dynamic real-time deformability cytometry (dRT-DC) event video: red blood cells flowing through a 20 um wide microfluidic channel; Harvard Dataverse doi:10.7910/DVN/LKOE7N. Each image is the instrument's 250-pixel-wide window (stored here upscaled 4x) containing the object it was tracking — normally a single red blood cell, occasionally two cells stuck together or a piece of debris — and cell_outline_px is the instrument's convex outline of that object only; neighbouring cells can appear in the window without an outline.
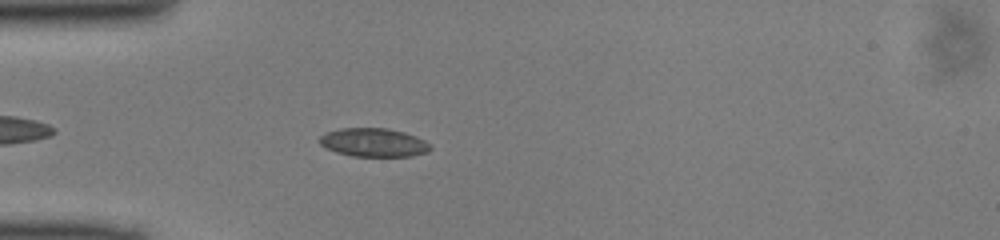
{"species": "common noctule bat (a hibernating species)", "species_latin": "Nyctalus noctula", "temperature_condition": "cold", "stored_images_in_passage": 34, "camera_frame_rate_fps": 3000, "um_per_image_px": 0.085, "animal": {"sex": "male", "body_mass_g": 13.0, "forearm_length_mm": 53.1}, "frame": {"image": 1, "passage_image": 5, "time_ms": 1.333, "image_size_px": [1000, 240], "cell_outline_px": [[432, 148], [428, 152], [412, 156], [352, 156], [336, 152], [320, 144], [316, 140], [320, 136], [328, 132], [340, 128], [388, 128], [404, 132], [416, 136], [424, 140]], "centroid_in_image_um": [31.75, 12.11], "position_along_channel_um": 53.2, "area_um2": 18.44}}
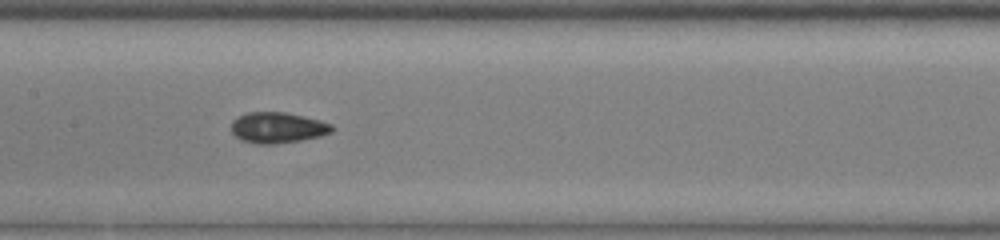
{"frame": {"image": 2, "passage_image": 15, "time_ms": 4.667, "image_size_px": [1000, 240], "cell_outline_px": [[332, 132], [320, 136], [300, 140], [276, 144], [256, 144], [240, 140], [232, 132], [232, 120], [236, 116], [248, 112], [284, 112], [304, 116], [320, 120], [332, 124]], "centroid_in_image_um": [23.57, 10.85], "position_along_channel_um": 183.8, "area_um2": 18.15}}
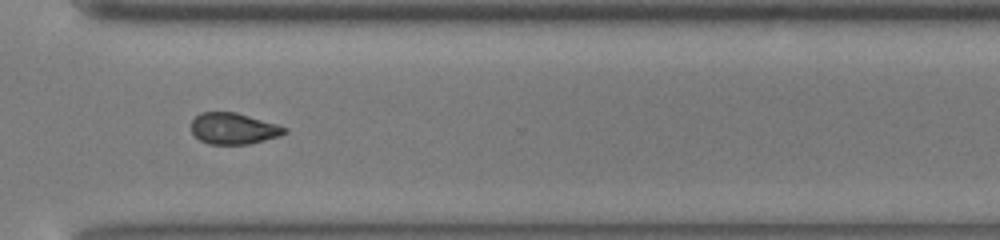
{"frame": {"image": 3, "passage_image": 27, "time_ms": 8.667, "image_size_px": [1000, 240], "cell_outline_px": [[288, 132], [280, 136], [248, 144], [208, 144], [200, 140], [192, 132], [192, 120], [200, 112], [236, 112], [276, 124], [288, 128]], "centroid_in_image_um": [19.86, 10.93], "position_along_channel_um": 350.7, "area_um2": 16.94}}